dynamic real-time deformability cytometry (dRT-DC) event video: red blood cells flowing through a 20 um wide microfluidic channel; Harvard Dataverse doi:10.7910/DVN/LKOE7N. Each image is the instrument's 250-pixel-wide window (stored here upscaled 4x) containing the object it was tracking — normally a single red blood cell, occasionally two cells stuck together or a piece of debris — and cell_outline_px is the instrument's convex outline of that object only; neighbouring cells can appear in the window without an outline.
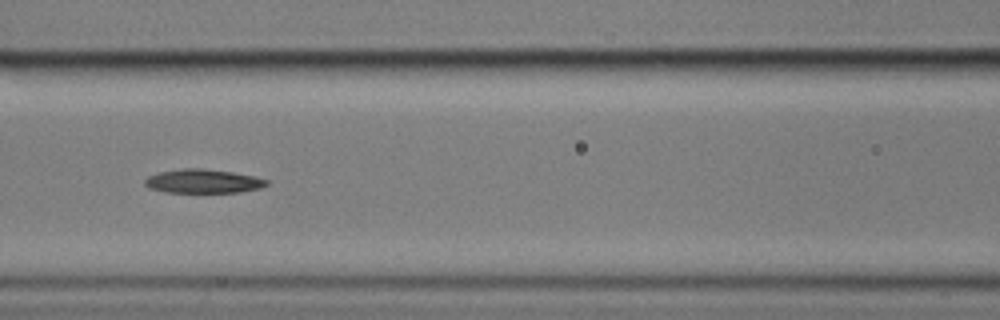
{"species": "common noctule bat (a hibernating species)", "species_latin": "Nyctalus noctula", "temperature_condition": "cold", "stored_images_in_passage": 11, "camera_frame_rate_fps": 3000, "um_per_image_px": 0.085, "animal": {"sex": "male", "body_mass_g": 17.9}, "frame": {"image": 1, "passage_image": 7, "time_ms": 8.0, "image_size_px": [1000, 320], "cell_outline_px": [[268, 184], [260, 188], [240, 192], [164, 192], [148, 188], [144, 184], [144, 180], [148, 176], [160, 172], [184, 168], [204, 168], [232, 172], [256, 176], [268, 180]], "centroid_in_image_um": [17.26, 15.4], "position_along_channel_um": 149.3, "area_um2": 16.99}}
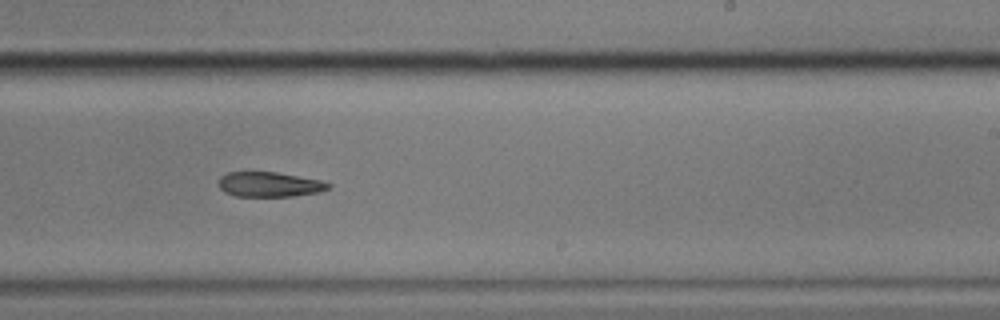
{"frame": {"image": 2, "passage_image": 10, "time_ms": 11.333, "image_size_px": [1000, 320], "cell_outline_px": [[332, 184], [328, 188], [320, 192], [292, 196], [236, 196], [224, 192], [220, 188], [220, 176], [228, 172], [276, 172], [320, 180]], "centroid_in_image_um": [22.9, 15.67], "position_along_channel_um": 266.1, "area_um2": 15.78}}
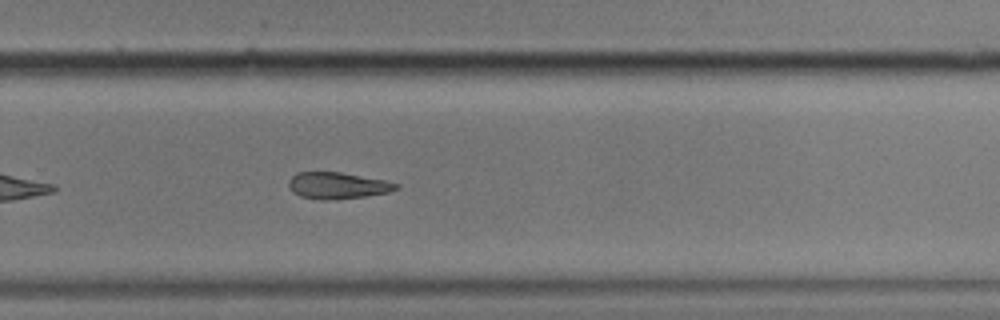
{"frame": {"image": 3, "passage_image": 11, "time_ms": 12.333, "image_size_px": [1000, 320], "cell_outline_px": [[400, 188], [388, 192], [364, 196], [332, 200], [320, 200], [300, 196], [292, 192], [288, 188], [288, 180], [296, 172], [340, 172], [384, 180], [400, 184]], "centroid_in_image_um": [28.65, 15.77], "position_along_channel_um": 301.1, "area_um2": 16.7}}